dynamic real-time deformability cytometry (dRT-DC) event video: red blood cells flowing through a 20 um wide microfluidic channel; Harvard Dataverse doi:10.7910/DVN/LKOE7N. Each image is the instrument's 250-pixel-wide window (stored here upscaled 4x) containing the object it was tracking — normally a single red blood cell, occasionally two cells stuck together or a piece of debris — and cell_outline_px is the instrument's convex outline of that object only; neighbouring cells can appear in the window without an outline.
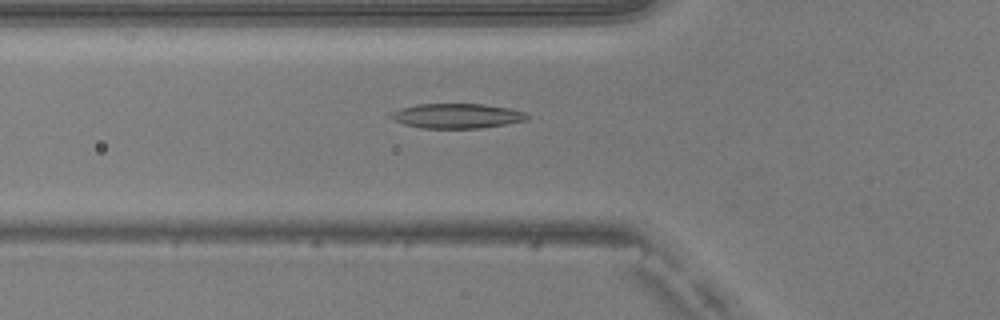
{"species": "common noctule bat (a hibernating species)", "species_latin": "Nyctalus noctula", "temperature_condition": "warm", "stored_images_in_passage": 45, "camera_frame_rate_fps": 3000, "um_per_image_px": 0.085, "animal": {"sex": "male", "body_mass_g": 20.5, "forearm_length_mm": 52.5}, "frame": {"image": 1, "passage_image": 13, "time_ms": 4.0, "image_size_px": [1000, 320], "cell_outline_px": [[528, 116], [524, 120], [504, 124], [480, 128], [420, 128], [404, 124], [396, 120], [384, 112], [416, 104], [484, 104], [508, 108], [524, 112]], "centroid_in_image_um": [38.73, 9.84], "position_along_channel_um": 87.1, "area_um2": 19.59}}
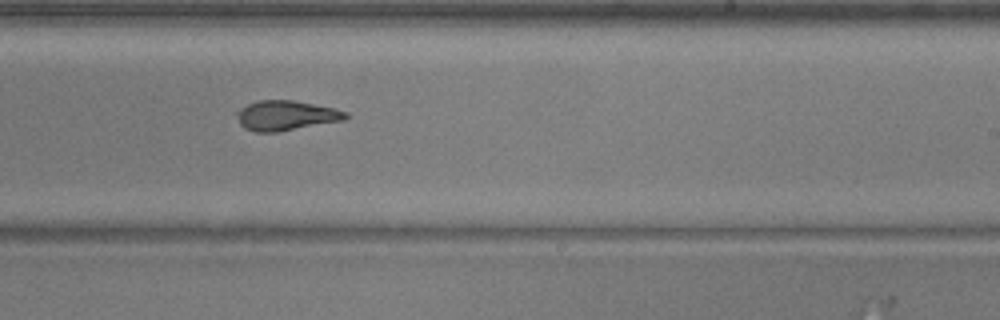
{"frame": {"image": 2, "passage_image": 26, "time_ms": 8.333, "image_size_px": [1000, 320], "cell_outline_px": [[348, 116], [344, 120], [276, 132], [256, 132], [244, 128], [240, 124], [236, 112], [240, 108], [256, 100], [292, 100], [336, 108], [348, 112]], "centroid_in_image_um": [24.31, 9.81], "position_along_channel_um": 264.7, "area_um2": 18.9}}
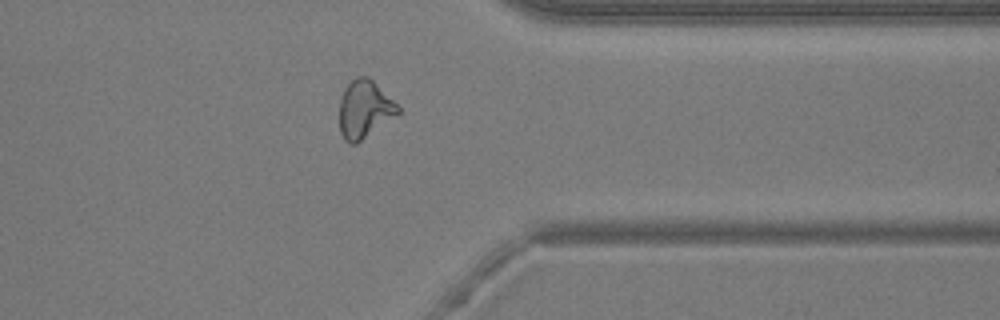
{"frame": {"image": 3, "passage_image": 35, "time_ms": 11.333, "image_size_px": [1000, 320], "cell_outline_px": [[400, 112], [356, 144], [348, 144], [344, 140], [340, 132], [340, 96], [344, 88], [356, 76], [368, 76], [400, 108]], "centroid_in_image_um": [30.94, 9.29], "position_along_channel_um": 380.5, "area_um2": 19.42}, "authors_computed_cell_mechanics": {"area_um2": 19.4208, "velocity_mm_per_s": 4.0888, "shape_relaxation_time_tau1_ms": 5.0613, "shape_relaxation_time_tau2_ms": 2.3372, "deformation_change_tau1": 0.1948, "deformation_change_tau2": 0.1012}}